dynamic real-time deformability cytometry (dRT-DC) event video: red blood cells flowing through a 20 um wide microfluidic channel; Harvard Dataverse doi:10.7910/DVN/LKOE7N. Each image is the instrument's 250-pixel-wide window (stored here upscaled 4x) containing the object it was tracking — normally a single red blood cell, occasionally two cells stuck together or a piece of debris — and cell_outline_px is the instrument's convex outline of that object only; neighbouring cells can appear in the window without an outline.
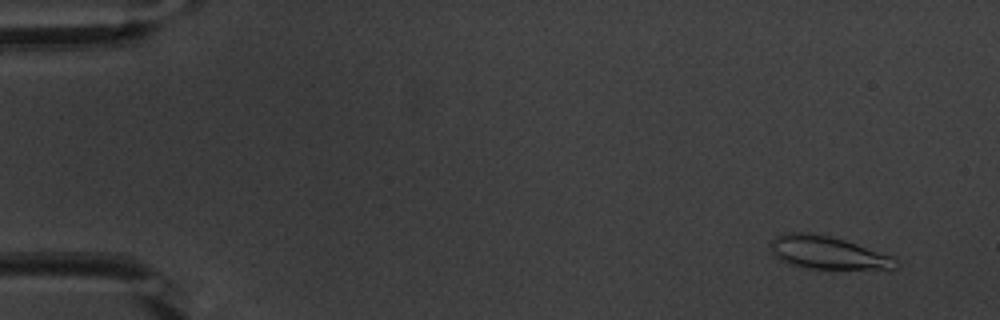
{"species": "common noctule bat (a hibernating species)", "species_latin": "Nyctalus noctula", "temperature_condition": "warm", "stored_images_in_passage": 53, "camera_frame_rate_fps": 3000, "um_per_image_px": 0.085, "animal": {"sex": "male", "body_mass_g": 20.1, "forearm_length_mm": 53.5}, "frame": {"image": 1, "passage_image": 4, "time_ms": 1.0, "image_size_px": [1000, 320], "cell_outline_px": [[900, 264], [896, 268], [888, 272], [808, 268], [792, 264], [776, 256], [772, 252], [772, 240], [776, 236], [792, 232], [808, 232], [828, 236], [844, 240], [892, 256]], "centroid_in_image_um": [70.52, 21.54], "position_along_channel_um": 14.5, "area_um2": 24.39}}
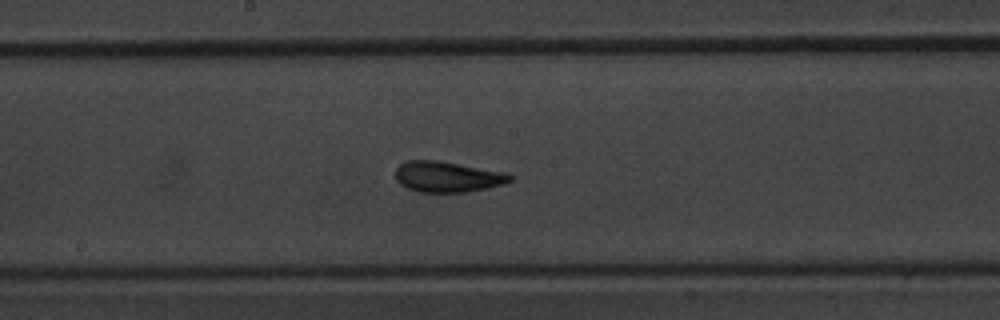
{"frame": {"image": 2, "passage_image": 29, "time_ms": 9.333, "image_size_px": [1000, 320], "cell_outline_px": [[512, 180], [504, 184], [488, 188], [464, 192], [416, 192], [400, 184], [396, 180], [396, 168], [400, 164], [408, 160], [436, 160], [508, 172], [512, 176]], "centroid_in_image_um": [38.05, 15.02], "position_along_channel_um": 210.2, "area_um2": 20.63}}
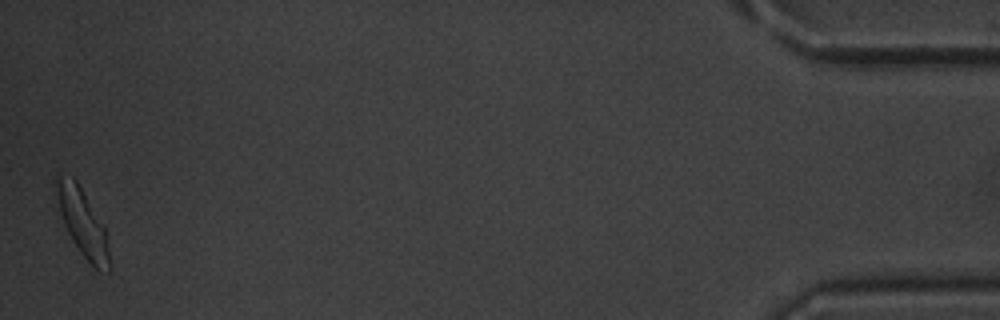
{"frame": {"image": 3, "passage_image": 53, "time_ms": 17.333, "image_size_px": [1000, 320], "cell_outline_px": [[112, 268], [108, 272], [96, 272], [80, 252], [72, 240], [64, 224], [60, 212], [52, 184], [60, 176], [72, 176], [76, 180], [104, 228]], "centroid_in_image_um": [7.01, 18.99], "position_along_channel_um": 428.2, "area_um2": 20.63}, "authors_computed_cell_mechanics": {"area_um2": 20.6346, "velocity_mm_per_s": 3.8075, "shape_relaxation_time_tau1_ms": 3.0019, "shape_relaxation_time_tau2_ms": 1.4885, "deformation_change_tau1": 0.1313, "deformation_change_tau2": 0.0879}}